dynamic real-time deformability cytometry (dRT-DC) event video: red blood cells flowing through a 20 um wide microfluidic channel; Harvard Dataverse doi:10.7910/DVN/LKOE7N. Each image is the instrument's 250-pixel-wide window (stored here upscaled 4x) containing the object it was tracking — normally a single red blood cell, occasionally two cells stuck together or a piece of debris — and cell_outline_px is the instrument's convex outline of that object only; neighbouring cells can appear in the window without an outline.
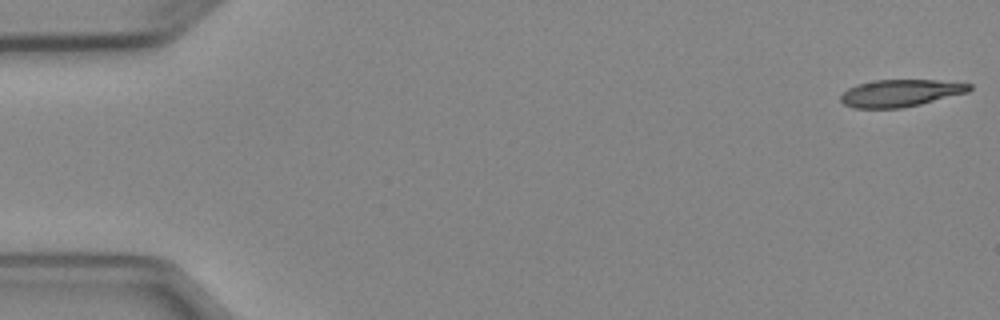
{"species": "Egyptian fruit bat (a non-hibernating species)", "species_latin": "Rousettus aegyptiacus", "temperature_condition": "cold", "stored_images_in_passage": 4, "camera_frame_rate_fps": 3000, "um_per_image_px": 0.085, "animal": {"sex": "female"}, "frame": {"image": 1, "passage_image": 1, "time_ms": 0.0, "image_size_px": [1000, 320], "cell_outline_px": [[972, 88], [968, 92], [920, 104], [900, 108], [852, 108], [844, 104], [840, 100], [840, 96], [848, 88], [856, 84], [876, 80], [936, 80], [972, 84]], "centroid_in_image_um": [76.51, 7.91], "position_along_channel_um": 8.5, "area_um2": 20.29}}
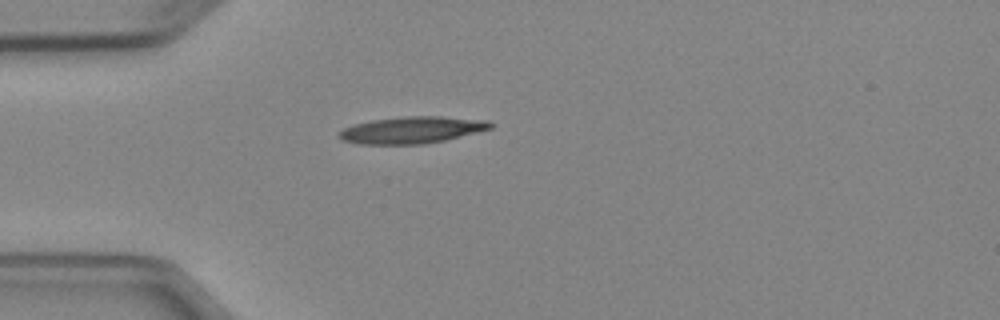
{"frame": {"image": 2, "passage_image": 4, "time_ms": 4.333, "image_size_px": [1000, 320], "cell_outline_px": [[496, 124], [492, 128], [444, 140], [424, 144], [360, 144], [344, 140], [336, 136], [336, 132], [352, 124], [372, 120], [404, 116], [440, 116], [488, 120]], "centroid_in_image_um": [34.99, 11.04], "position_along_channel_um": 50.0, "area_um2": 23.76}}